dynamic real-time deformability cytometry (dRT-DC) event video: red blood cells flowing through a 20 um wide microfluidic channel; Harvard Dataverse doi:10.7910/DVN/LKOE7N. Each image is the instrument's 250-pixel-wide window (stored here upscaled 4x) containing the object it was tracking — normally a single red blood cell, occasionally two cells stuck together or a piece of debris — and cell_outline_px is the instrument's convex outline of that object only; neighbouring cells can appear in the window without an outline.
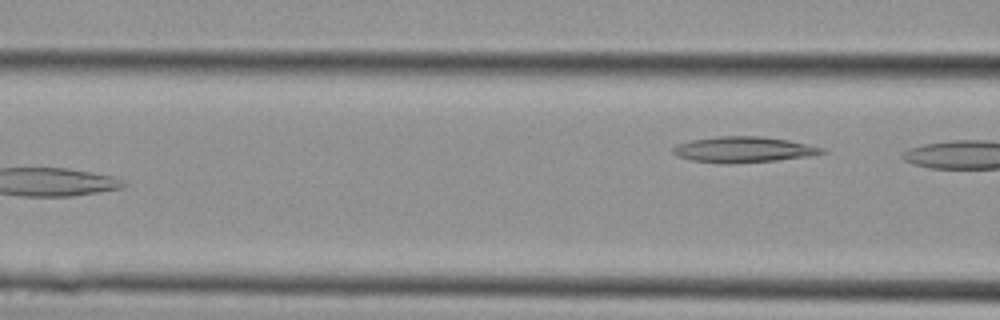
{"species": "Egyptian fruit bat (a non-hibernating species)", "species_latin": "Rousettus aegyptiacus", "temperature_condition": "cold", "stored_images_in_passage": 14, "camera_frame_rate_fps": 3000, "um_per_image_px": 0.085, "animal": {"sex": "female"}, "frame": {"image": 1, "passage_image": 14, "time_ms": 4.333, "image_size_px": [1000, 320], "cell_outline_px": [[828, 152], [812, 156], [776, 160], [728, 164], [720, 164], [692, 160], [676, 156], [672, 152], [672, 148], [676, 144], [692, 140], [716, 136], [760, 136], [788, 140], [824, 148]], "centroid_in_image_um": [63.18, 12.72], "position_along_channel_um": 103.4, "area_um2": 22.54}}